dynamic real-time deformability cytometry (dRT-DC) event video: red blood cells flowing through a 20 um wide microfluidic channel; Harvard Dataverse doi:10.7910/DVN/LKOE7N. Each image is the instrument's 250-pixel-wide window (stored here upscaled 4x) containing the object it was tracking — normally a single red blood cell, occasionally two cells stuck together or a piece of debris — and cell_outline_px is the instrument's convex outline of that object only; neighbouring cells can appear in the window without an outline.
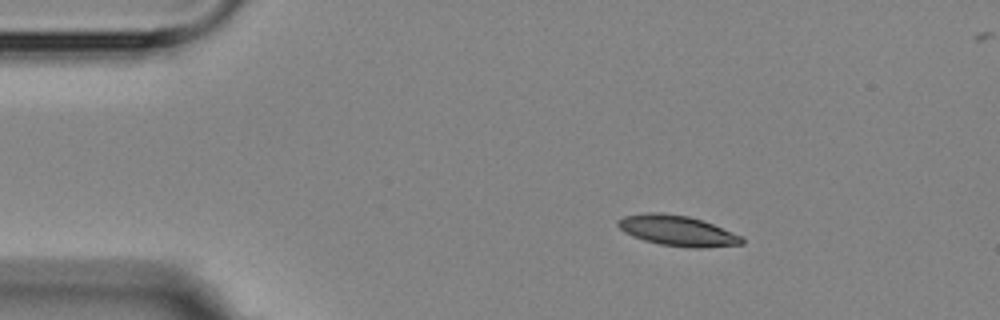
{"species": "Egyptian fruit bat (a non-hibernating species)", "species_latin": "Rousettus aegyptiacus", "temperature_condition": "room temperature", "stored_images_in_passage": 3, "camera_frame_rate_fps": 3000, "um_per_image_px": 0.085, "animal": {"sex": "female"}, "frame": {"image": 1, "passage_image": 1, "time_ms": 0.0, "image_size_px": [1000, 320], "cell_outline_px": [[744, 244], [700, 248], [692, 248], [660, 244], [644, 240], [632, 236], [624, 232], [616, 224], [616, 220], [624, 216], [644, 212], [660, 212], [688, 216], [712, 224], [732, 232], [740, 236], [744, 240]], "centroid_in_image_um": [57.53, 19.6], "position_along_channel_um": 27.5, "area_um2": 21.91}}